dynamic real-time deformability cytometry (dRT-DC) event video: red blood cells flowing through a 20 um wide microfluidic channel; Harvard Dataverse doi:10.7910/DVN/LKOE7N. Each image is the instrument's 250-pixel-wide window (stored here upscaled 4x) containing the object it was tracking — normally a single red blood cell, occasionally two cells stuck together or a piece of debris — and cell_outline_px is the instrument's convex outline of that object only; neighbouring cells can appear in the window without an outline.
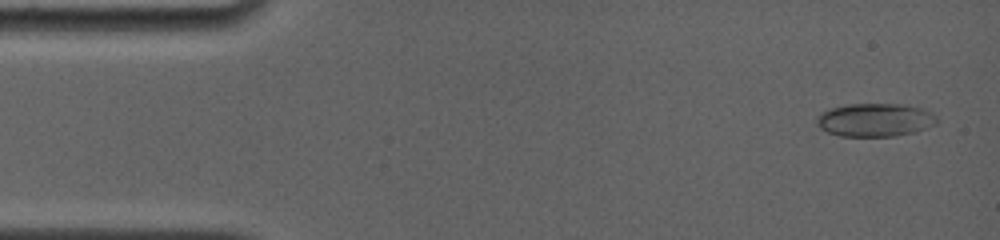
{"species": "common noctule bat (a hibernating species)", "species_latin": "Nyctalus noctula", "temperature_condition": "room temperature", "stored_images_in_passage": 5, "camera_frame_rate_fps": 4000, "um_per_image_px": 0.085, "animal": {"sex": "female", "body_mass_g": 19.0, "forearm_length_mm": 56.7}, "frame": {"image": 1, "passage_image": 1, "time_ms": 0.0, "image_size_px": [1000, 240], "cell_outline_px": [[936, 124], [916, 132], [896, 136], [840, 136], [828, 132], [820, 128], [816, 120], [816, 116], [820, 112], [832, 108], [848, 104], [904, 104], [920, 108], [932, 112], [936, 116]], "centroid_in_image_um": [74.38, 10.19], "position_along_channel_um": 10.6, "area_um2": 23.35}}